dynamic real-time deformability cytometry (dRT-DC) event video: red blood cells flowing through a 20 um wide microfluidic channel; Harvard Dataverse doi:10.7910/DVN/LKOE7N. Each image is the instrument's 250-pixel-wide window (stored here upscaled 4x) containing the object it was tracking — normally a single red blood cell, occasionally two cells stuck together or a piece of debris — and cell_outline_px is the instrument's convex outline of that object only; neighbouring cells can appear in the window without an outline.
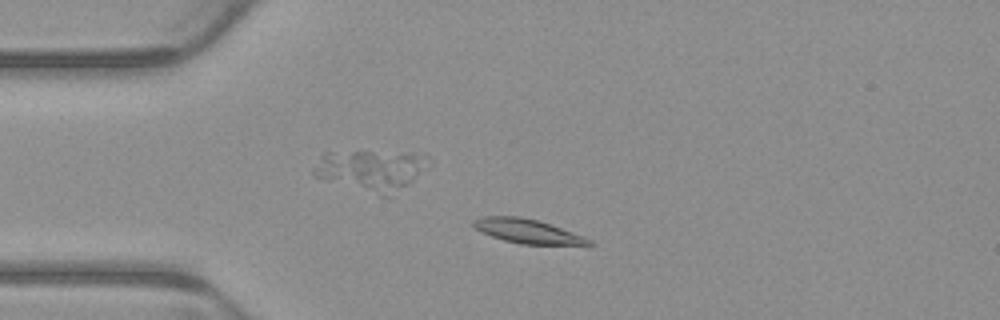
{"species": "common noctule bat (a hibernating species)", "species_latin": "Nyctalus noctula", "temperature_condition": "warm", "stored_images_in_passage": 3, "camera_frame_rate_fps": 3000, "um_per_image_px": 0.085, "animal": {"sex": "male", "body_mass_g": 23.1, "forearm_length_mm": 52.7}, "frame": {"image": 1, "passage_image": 2, "time_ms": 0.333, "image_size_px": [1000, 320], "cell_outline_px": [[596, 244], [520, 244], [504, 240], [492, 236], [476, 228], [472, 224], [472, 220], [484, 216], [520, 216], [536, 220], [584, 236], [592, 240]], "centroid_in_image_um": [44.82, 19.64], "position_along_channel_um": 40.2, "area_um2": 15.84}}